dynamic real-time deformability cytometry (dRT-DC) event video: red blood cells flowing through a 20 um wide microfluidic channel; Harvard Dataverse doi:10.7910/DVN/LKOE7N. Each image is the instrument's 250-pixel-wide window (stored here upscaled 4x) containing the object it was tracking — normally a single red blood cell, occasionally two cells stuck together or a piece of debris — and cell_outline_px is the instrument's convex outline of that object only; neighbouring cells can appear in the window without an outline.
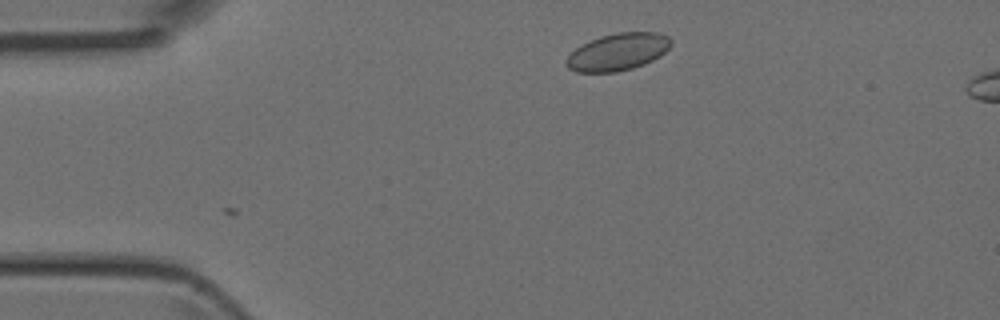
{"species": "Egyptian fruit bat (a non-hibernating species)", "species_latin": "Rousettus aegyptiacus", "temperature_condition": "room temperature", "stored_images_in_passage": 5, "camera_frame_rate_fps": 3000, "um_per_image_px": 0.085, "animal": {"sex": "female"}, "frame": {"image": 1, "passage_image": 1, "time_ms": 0.0, "image_size_px": [1000, 320], "cell_outline_px": [[672, 44], [660, 56], [644, 64], [632, 68], [616, 72], [576, 72], [568, 68], [564, 64], [568, 56], [576, 48], [600, 36], [616, 32], [660, 32], [668, 36], [672, 40]], "centroid_in_image_um": [52.53, 4.41], "position_along_channel_um": 32.5, "area_um2": 22.66}}